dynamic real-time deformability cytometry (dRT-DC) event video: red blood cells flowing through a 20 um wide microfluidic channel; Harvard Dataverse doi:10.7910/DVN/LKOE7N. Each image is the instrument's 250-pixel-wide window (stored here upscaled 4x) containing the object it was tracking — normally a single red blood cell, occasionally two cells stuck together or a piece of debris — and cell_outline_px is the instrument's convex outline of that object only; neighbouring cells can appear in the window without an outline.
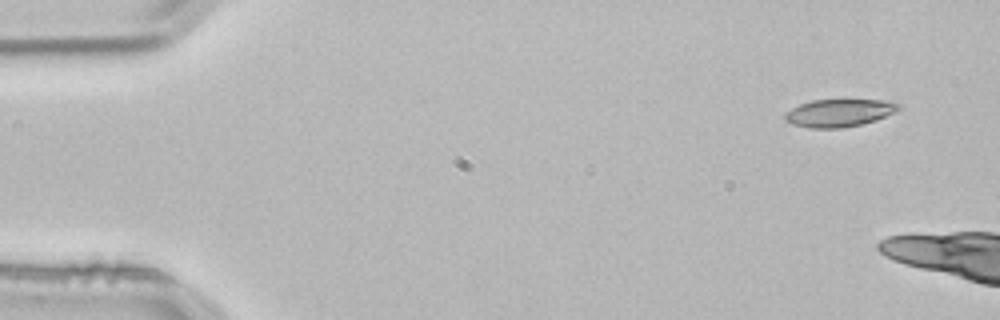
{"species": "common noctule bat (a hibernating species)", "species_latin": "Nyctalus noctula", "temperature_condition": "room temperature", "stored_images_in_passage": 5, "camera_frame_rate_fps": 3000, "um_per_image_px": 0.085, "animal": {"sex": "male", "body_mass_g": 21.5, "forearm_length_mm": 52.0}, "frame": {"image": 1, "passage_image": 1, "time_ms": 0.0, "image_size_px": [1000, 320], "cell_outline_px": [[900, 108], [896, 112], [876, 120], [860, 124], [840, 128], [808, 128], [792, 124], [784, 120], [784, 116], [792, 108], [800, 104], [812, 100], [884, 100], [900, 104]], "centroid_in_image_um": [71.33, 9.6], "position_along_channel_um": 13.7, "area_um2": 18.21}}